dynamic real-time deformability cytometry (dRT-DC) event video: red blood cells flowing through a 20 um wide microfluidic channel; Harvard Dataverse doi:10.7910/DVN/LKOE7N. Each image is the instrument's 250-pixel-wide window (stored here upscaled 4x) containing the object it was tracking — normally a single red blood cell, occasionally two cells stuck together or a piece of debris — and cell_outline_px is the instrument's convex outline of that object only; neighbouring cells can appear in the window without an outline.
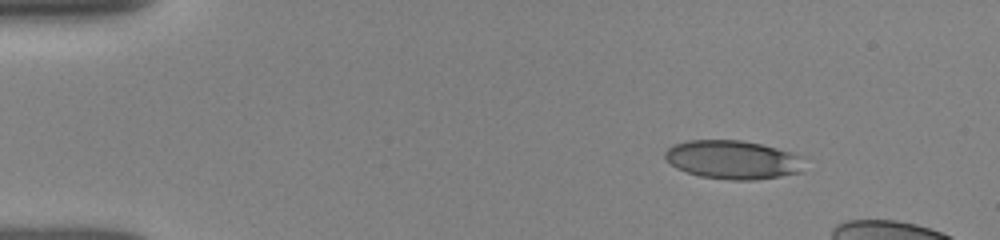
{"species": "human", "species_latin": "Homo sapiens", "temperature_condition": "room temperature", "stored_images_in_passage": 1, "camera_frame_rate_fps": 3000, "um_per_image_px": 0.085, "donor": {"sex": "female"}, "frame": {"image": 1, "passage_image": 1, "time_ms": 0.0, "image_size_px": [1000, 240], "cell_outline_px": [[784, 172], [772, 176], [712, 176], [676, 148], [684, 144], [712, 140], [724, 140], [756, 144], [780, 152]], "centroid_in_image_um": [62.38, 13.46], "position_along_channel_um": 22.6, "area_um2": 21.04}}